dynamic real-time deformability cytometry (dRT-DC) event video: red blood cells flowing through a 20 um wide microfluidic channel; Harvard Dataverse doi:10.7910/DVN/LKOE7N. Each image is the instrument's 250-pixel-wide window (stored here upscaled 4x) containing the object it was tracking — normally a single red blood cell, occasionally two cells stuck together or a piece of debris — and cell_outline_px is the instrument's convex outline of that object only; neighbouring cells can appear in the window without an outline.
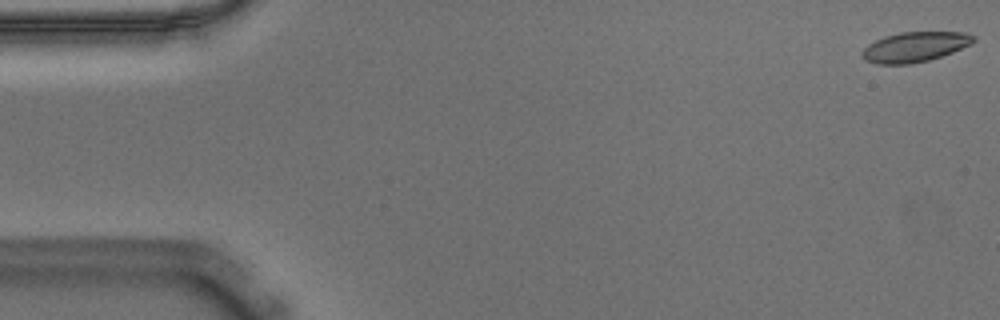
{"species": "Egyptian fruit bat (a non-hibernating species)", "species_latin": "Rousettus aegyptiacus", "temperature_condition": "warm", "stored_images_in_passage": 15, "camera_frame_rate_fps": 3000, "um_per_image_px": 0.085, "animal": {"sex": "male"}, "frame": {"image": 1, "passage_image": 1, "time_ms": 0.0, "image_size_px": [1000, 320], "cell_outline_px": [[976, 40], [972, 44], [952, 52], [928, 60], [912, 64], [876, 64], [864, 60], [860, 56], [860, 52], [868, 44], [884, 36], [900, 32], [964, 32], [976, 36]], "centroid_in_image_um": [77.74, 3.99], "position_along_channel_um": 7.3, "area_um2": 19.65}}